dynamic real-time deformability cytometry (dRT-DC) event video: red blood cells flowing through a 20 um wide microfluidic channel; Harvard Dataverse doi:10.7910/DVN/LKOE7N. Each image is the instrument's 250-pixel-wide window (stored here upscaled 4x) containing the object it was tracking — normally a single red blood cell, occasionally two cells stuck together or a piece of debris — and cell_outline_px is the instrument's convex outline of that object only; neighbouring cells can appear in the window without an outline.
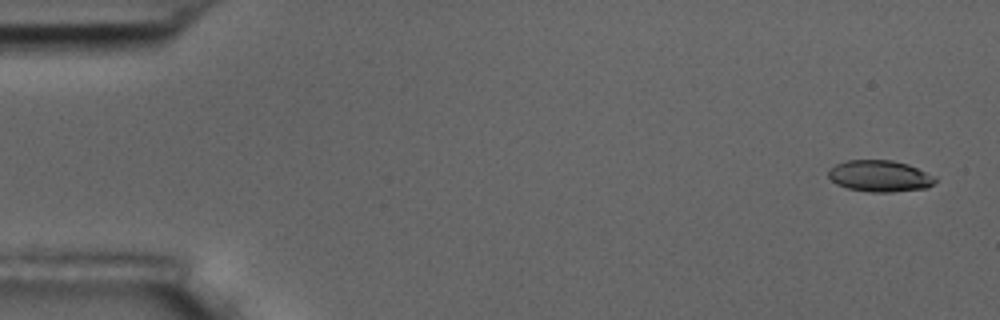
{"species": "common noctule bat (a hibernating species)", "species_latin": "Nyctalus noctula", "temperature_condition": "room temperature", "stored_images_in_passage": 4, "camera_frame_rate_fps": 3000, "um_per_image_px": 0.085, "animal": {"sex": "male", "body_mass_g": 17.5, "forearm_length_mm": 52.3}, "frame": {"image": 1, "passage_image": 1, "time_ms": 0.0, "image_size_px": [1000, 320], "cell_outline_px": [[936, 180], [928, 188], [892, 192], [872, 192], [848, 188], [836, 184], [828, 176], [828, 172], [836, 164], [848, 160], [892, 160], [908, 164], [936, 176]], "centroid_in_image_um": [74.81, 14.96], "position_along_channel_um": 10.2, "area_um2": 19.54}}